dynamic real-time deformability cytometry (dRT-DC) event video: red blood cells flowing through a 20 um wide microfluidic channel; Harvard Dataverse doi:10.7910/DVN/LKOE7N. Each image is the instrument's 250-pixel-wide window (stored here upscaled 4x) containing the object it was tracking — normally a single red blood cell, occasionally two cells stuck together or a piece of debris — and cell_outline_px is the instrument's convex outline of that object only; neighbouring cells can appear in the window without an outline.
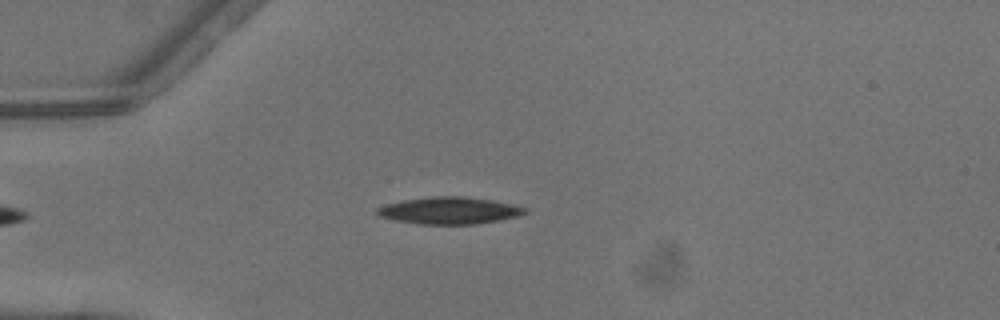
{"species": "common noctule bat (a hibernating species)", "species_latin": "Nyctalus noctula", "temperature_condition": "warm", "stored_images_in_passage": 2, "camera_frame_rate_fps": 3000, "um_per_image_px": 0.085, "animal": {"sex": "male", "body_mass_g": 13.3}, "frame": {"image": 1, "passage_image": 2, "time_ms": 0.333, "image_size_px": [1000, 320], "cell_outline_px": [[528, 212], [520, 216], [500, 220], [476, 224], [416, 224], [396, 220], [380, 216], [372, 212], [376, 208], [388, 204], [404, 200], [432, 196], [464, 196], [492, 200], [516, 204], [528, 208]], "centroid_in_image_um": [38.25, 17.89], "position_along_channel_um": 46.8, "area_um2": 23.52}}